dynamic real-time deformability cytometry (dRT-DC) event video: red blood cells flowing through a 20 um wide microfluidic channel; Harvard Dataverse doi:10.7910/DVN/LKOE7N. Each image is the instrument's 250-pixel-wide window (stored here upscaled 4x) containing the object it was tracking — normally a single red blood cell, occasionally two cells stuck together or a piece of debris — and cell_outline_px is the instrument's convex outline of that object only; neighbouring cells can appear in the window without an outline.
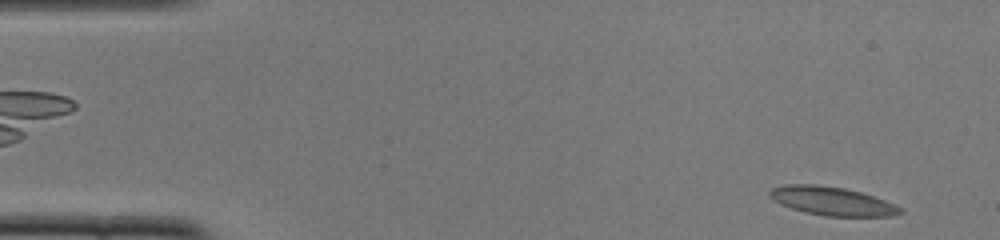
{"species": "common noctule bat (a hibernating species)", "species_latin": "Nyctalus noctula", "temperature_condition": "cold", "stored_images_in_passage": 51, "camera_frame_rate_fps": 3000, "um_per_image_px": 0.085, "animal": {"sex": "female", "body_mass_g": 22.0, "forearm_length_mm": 56.7}, "frame": {"image": 1, "passage_image": 2, "time_ms": 0.333, "image_size_px": [1000, 240], "cell_outline_px": [[904, 212], [884, 216], [824, 216], [792, 208], [780, 204], [768, 196], [768, 192], [772, 188], [792, 184], [812, 184], [844, 188], [860, 192], [884, 200], [900, 208]], "centroid_in_image_um": [70.67, 17.09], "position_along_channel_um": 14.3, "area_um2": 21.21}}
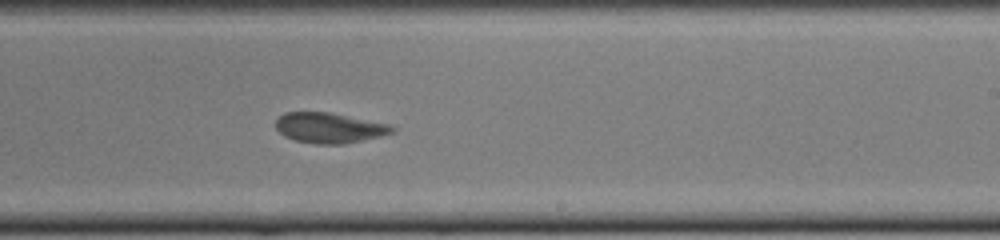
{"frame": {"image": 2, "passage_image": 30, "time_ms": 9.667, "image_size_px": [1000, 240], "cell_outline_px": [[396, 128], [392, 132], [380, 136], [344, 144], [316, 144], [296, 140], [284, 136], [276, 128], [276, 120], [284, 112], [328, 112], [388, 124]], "centroid_in_image_um": [27.96, 10.87], "position_along_channel_um": 261.0, "area_um2": 20.29}}
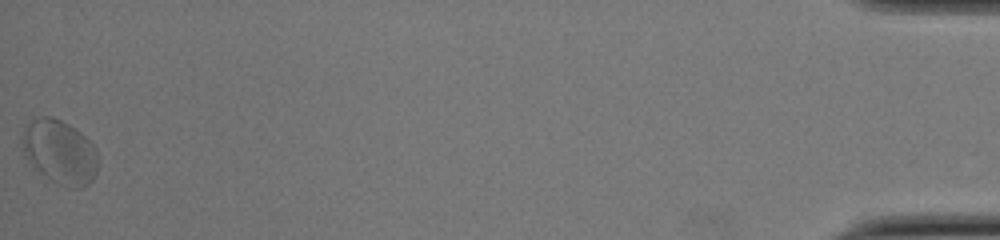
{"frame": {"image": 3, "passage_image": 51, "time_ms": 16.667, "image_size_px": [1000, 240], "cell_outline_px": [[96, 172], [92, 180], [88, 184], [80, 188], [76, 188], [60, 184], [52, 180], [36, 164], [24, 148], [24, 128], [32, 120], [40, 116], [52, 116], [68, 124], [80, 132], [92, 144], [96, 152]], "centroid_in_image_um": [5.15, 12.88], "position_along_channel_um": 430.0, "area_um2": 26.7}, "authors_computed_cell_mechanics": {"area_um2": 20.8658, "velocity_mm_per_s": 3.7871, "shape_relaxation_time_tau1_ms": 2.3904, "shape_relaxation_time_tau2_ms": 1.3787, "deformation_change_tau1": 0.1051, "deformation_change_tau2": 0.0566}}